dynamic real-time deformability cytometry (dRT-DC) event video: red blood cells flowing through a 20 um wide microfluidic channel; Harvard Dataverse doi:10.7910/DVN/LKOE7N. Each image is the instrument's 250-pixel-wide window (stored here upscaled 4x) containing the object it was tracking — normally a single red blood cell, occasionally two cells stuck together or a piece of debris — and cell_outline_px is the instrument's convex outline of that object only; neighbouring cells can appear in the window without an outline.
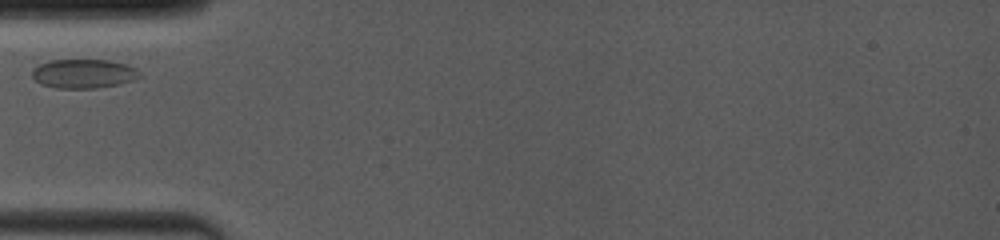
{"species": "common noctule bat (a hibernating species)", "species_latin": "Nyctalus noctula", "temperature_condition": "room temperature", "stored_images_in_passage": 9, "camera_frame_rate_fps": 4000, "um_per_image_px": 0.085, "animal": {"sex": "female", "body_mass_g": 19.0, "forearm_length_mm": 53.3}, "frame": {"image": 1, "passage_image": 1, "time_ms": 0.0, "image_size_px": [1000, 240], "cell_outline_px": [[144, 76], [132, 80], [116, 84], [96, 88], [56, 88], [40, 84], [32, 76], [32, 72], [40, 64], [52, 60], [108, 60], [124, 64], [136, 68]], "centroid_in_image_um": [7.13, 6.26], "position_along_channel_um": 77.9, "area_um2": 18.03}}